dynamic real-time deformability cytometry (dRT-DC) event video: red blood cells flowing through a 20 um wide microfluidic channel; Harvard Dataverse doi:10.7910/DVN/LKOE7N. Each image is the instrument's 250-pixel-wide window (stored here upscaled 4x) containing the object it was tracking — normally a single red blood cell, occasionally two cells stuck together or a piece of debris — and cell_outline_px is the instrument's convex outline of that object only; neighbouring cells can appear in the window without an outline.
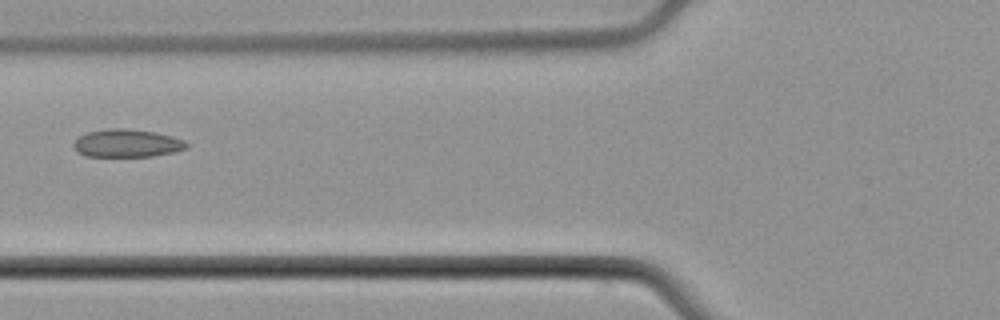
{"species": "common noctule bat (a hibernating species)", "species_latin": "Nyctalus noctula", "temperature_condition": "cold", "stored_images_in_passage": 3, "camera_frame_rate_fps": 3000, "um_per_image_px": 0.085, "animal": {"sex": "male", "body_mass_g": 21.5, "forearm_length_mm": 52.0}, "frame": {"image": 1, "passage_image": 3, "time_ms": 2.333, "image_size_px": [1000, 320], "cell_outline_px": [[188, 148], [176, 152], [152, 156], [84, 156], [76, 152], [72, 144], [80, 136], [88, 132], [112, 128], [128, 128], [156, 132], [172, 136], [184, 140], [188, 144]], "centroid_in_image_um": [10.81, 12.18], "position_along_channel_um": 115.0, "area_um2": 18.5}}